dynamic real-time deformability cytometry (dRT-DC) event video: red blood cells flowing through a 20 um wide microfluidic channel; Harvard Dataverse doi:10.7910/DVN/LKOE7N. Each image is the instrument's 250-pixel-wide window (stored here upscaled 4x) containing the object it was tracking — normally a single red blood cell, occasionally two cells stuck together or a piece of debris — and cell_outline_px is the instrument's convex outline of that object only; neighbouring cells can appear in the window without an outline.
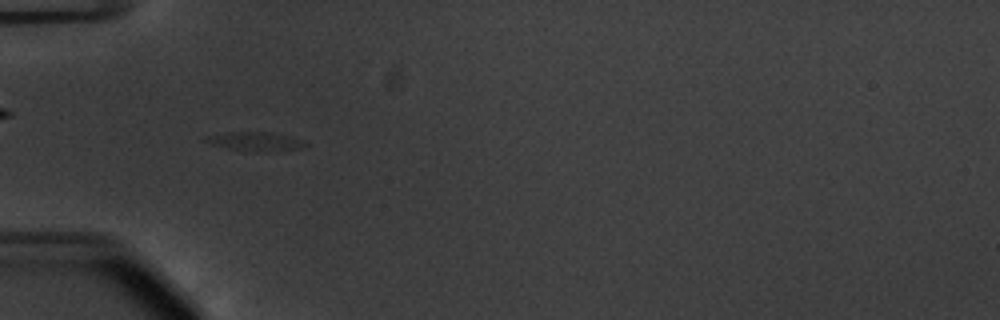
{"species": "common noctule bat (a hibernating species)", "species_latin": "Nyctalus noctula", "temperature_condition": "warm", "stored_images_in_passage": 50, "camera_frame_rate_fps": 3000, "um_per_image_px": 0.085, "animal": {"sex": "male", "body_mass_g": 20.1, "forearm_length_mm": 53.5}, "frame": {"image": 1, "passage_image": 18, "time_ms": 5.667, "image_size_px": [1000, 320], "cell_outline_px": [[308, 144], [304, 148], [264, 152], [252, 152], [228, 148], [212, 144], [204, 140], [204, 136], [228, 132], [268, 132], [288, 136], [304, 140]], "centroid_in_image_um": [21.74, 12.03], "position_along_channel_um": 63.3, "area_um2": 11.04}}
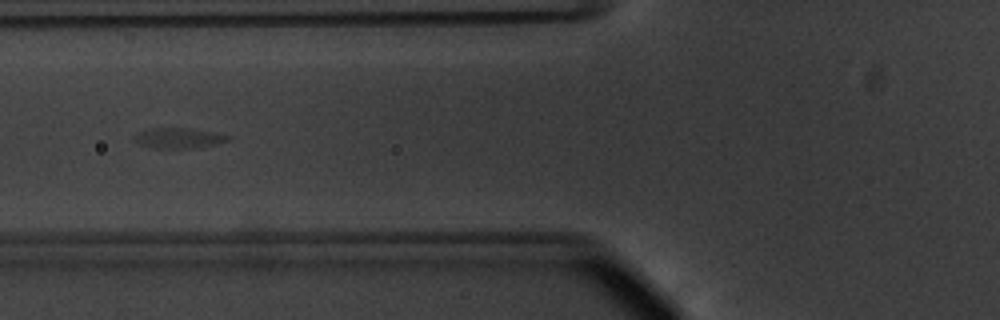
{"frame": {"image": 2, "passage_image": 22, "time_ms": 7.0, "image_size_px": [1000, 320], "cell_outline_px": [[232, 136], [228, 140], [216, 144], [192, 148], [160, 148], [140, 144], [132, 136], [140, 132], [156, 128], [184, 128], [212, 132]], "centroid_in_image_um": [15.22, 11.74], "position_along_channel_um": 110.6, "area_um2": 10.69}}
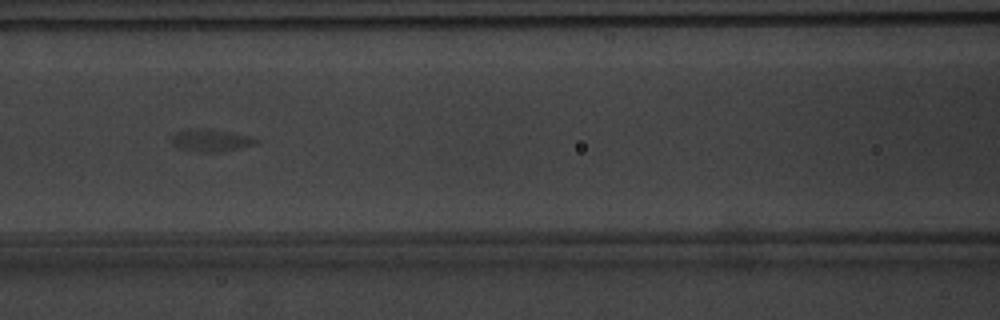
{"frame": {"image": 3, "passage_image": 25, "time_ms": 8.0, "image_size_px": [1000, 320], "cell_outline_px": [[260, 140], [256, 144], [216, 152], [196, 152], [176, 148], [168, 140], [176, 132], [188, 128], [208, 128], [252, 136]], "centroid_in_image_um": [17.85, 11.91], "position_along_channel_um": 148.8, "area_um2": 11.27}}